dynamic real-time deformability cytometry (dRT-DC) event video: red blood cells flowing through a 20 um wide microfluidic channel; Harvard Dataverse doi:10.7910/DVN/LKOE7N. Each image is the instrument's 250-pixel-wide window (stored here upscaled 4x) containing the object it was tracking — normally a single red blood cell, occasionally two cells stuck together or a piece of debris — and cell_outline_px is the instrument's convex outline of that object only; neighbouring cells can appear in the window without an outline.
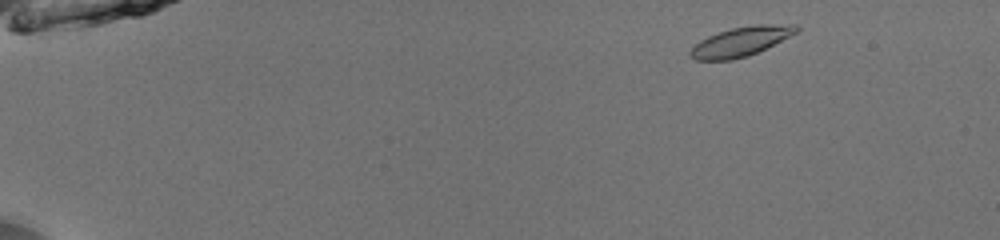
{"species": "common noctule bat (a hibernating species)", "species_latin": "Nyctalus noctula", "temperature_condition": "room temperature", "stored_images_in_passage": 47, "camera_frame_rate_fps": 3000, "um_per_image_px": 0.085, "animal": {"sex": "male", "body_mass_g": 13.0, "forearm_length_mm": 53.1}, "frame": {"image": 1, "passage_image": 2, "time_ms": 0.333, "image_size_px": [1000, 240], "cell_outline_px": [[800, 28], [796, 32], [748, 56], [732, 60], [696, 60], [688, 56], [688, 52], [700, 40], [708, 36], [732, 28], [756, 24], [796, 24]], "centroid_in_image_um": [62.93, 3.53], "position_along_channel_um": 22.1, "area_um2": 17.86}}
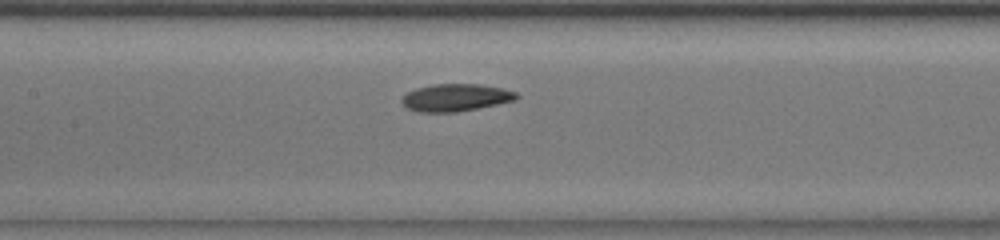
{"frame": {"image": 2, "passage_image": 22, "time_ms": 7.0, "image_size_px": [1000, 240], "cell_outline_px": [[520, 96], [516, 100], [456, 112], [420, 112], [408, 108], [400, 100], [408, 92], [416, 88], [432, 84], [480, 84], [500, 88], [516, 92]], "centroid_in_image_um": [38.73, 8.28], "position_along_channel_um": 168.7, "area_um2": 18.09}}
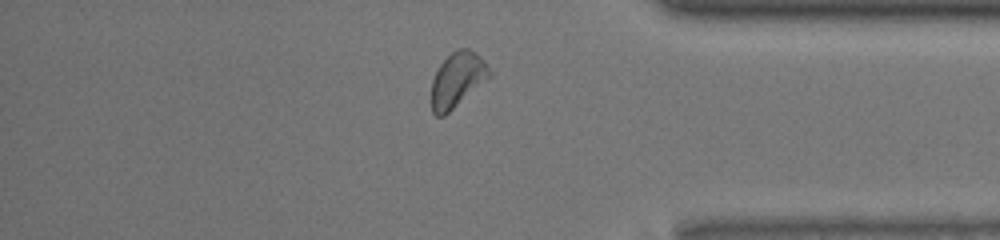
{"frame": {"image": 3, "passage_image": 40, "time_ms": 13.0, "image_size_px": [1000, 240], "cell_outline_px": [[492, 76], [444, 116], [436, 116], [432, 112], [432, 80], [440, 64], [452, 52], [460, 48], [468, 48], [476, 52], [484, 60], [492, 72]], "centroid_in_image_um": [38.9, 6.77], "position_along_channel_um": 396.3, "area_um2": 18.5}, "authors_computed_cell_mechanics": {"area_um2": 18.1492, "velocity_mm_per_s": 3.981, "shape_relaxation_time_tau1_ms": 5.0171, "shape_relaxation_time_tau2_ms": 3.4517, "deformation_change_tau1": 0.0944, "deformation_change_tau2": 0.0823}}